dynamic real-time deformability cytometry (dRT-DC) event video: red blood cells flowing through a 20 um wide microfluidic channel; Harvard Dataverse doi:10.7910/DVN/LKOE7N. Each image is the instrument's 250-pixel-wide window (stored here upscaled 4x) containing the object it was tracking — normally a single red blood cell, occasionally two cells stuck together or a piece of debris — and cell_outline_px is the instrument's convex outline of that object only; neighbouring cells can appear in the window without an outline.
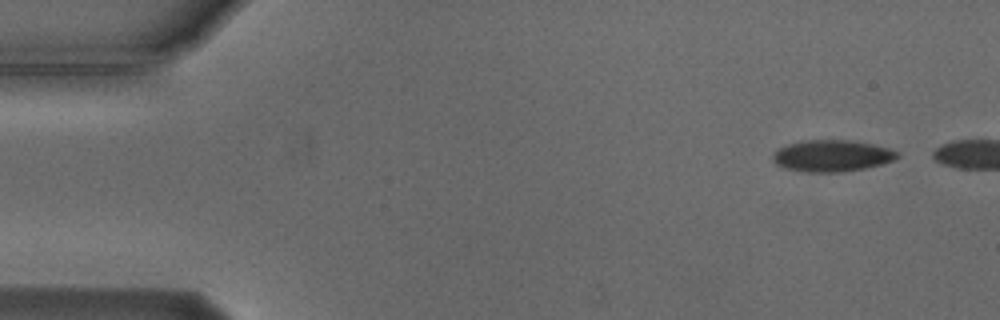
{"species": "Egyptian fruit bat (a non-hibernating species)", "species_latin": "Rousettus aegyptiacus", "temperature_condition": "cold", "stored_images_in_passage": 4, "camera_frame_rate_fps": 3000, "um_per_image_px": 0.085, "animal": {"sex": "male"}, "frame": {"image": 1, "passage_image": 1, "time_ms": 0.0, "image_size_px": [1000, 320], "cell_outline_px": [[900, 156], [892, 160], [880, 164], [864, 168], [840, 172], [808, 172], [788, 168], [776, 164], [772, 160], [772, 152], [776, 148], [788, 144], [804, 140], [844, 140], [872, 144], [888, 148], [896, 152]], "centroid_in_image_um": [70.65, 13.23], "position_along_channel_um": 14.4, "area_um2": 22.66}}
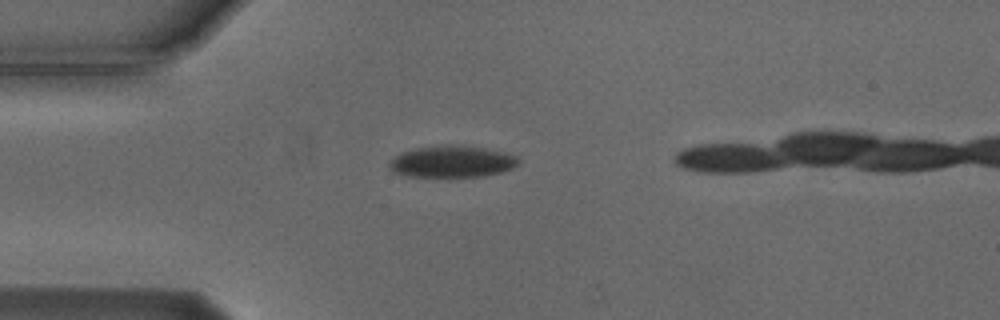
{"frame": {"image": 2, "passage_image": 4, "time_ms": 3.333, "image_size_px": [1000, 320], "cell_outline_px": [[520, 164], [512, 168], [500, 172], [484, 176], [408, 176], [396, 172], [388, 164], [400, 152], [416, 148], [444, 144], [464, 144], [504, 152], [516, 156], [520, 160]], "centroid_in_image_um": [38.47, 13.71], "position_along_channel_um": 46.5, "area_um2": 23.81}}